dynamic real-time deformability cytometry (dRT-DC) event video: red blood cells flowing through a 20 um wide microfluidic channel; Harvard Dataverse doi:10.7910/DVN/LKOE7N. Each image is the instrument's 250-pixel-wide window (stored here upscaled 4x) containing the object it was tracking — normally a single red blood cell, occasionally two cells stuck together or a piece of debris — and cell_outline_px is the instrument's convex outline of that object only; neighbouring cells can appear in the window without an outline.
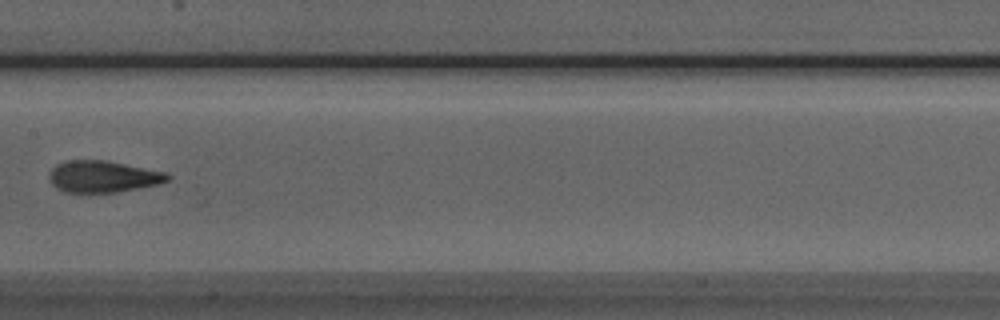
{"species": "Egyptian fruit bat (a non-hibernating species)", "species_latin": "Rousettus aegyptiacus", "temperature_condition": "room temperature", "stored_images_in_passage": 7, "camera_frame_rate_fps": 3000, "um_per_image_px": 0.085, "animal": {"sex": "male"}, "frame": {"image": 1, "passage_image": 7, "time_ms": 6.667, "image_size_px": [1000, 320], "cell_outline_px": [[172, 176], [168, 180], [160, 184], [116, 192], [64, 192], [56, 188], [48, 180], [48, 176], [52, 168], [56, 164], [68, 160], [104, 160], [168, 172]], "centroid_in_image_um": [8.75, 15.0], "position_along_channel_um": 198.6, "area_um2": 21.96}}